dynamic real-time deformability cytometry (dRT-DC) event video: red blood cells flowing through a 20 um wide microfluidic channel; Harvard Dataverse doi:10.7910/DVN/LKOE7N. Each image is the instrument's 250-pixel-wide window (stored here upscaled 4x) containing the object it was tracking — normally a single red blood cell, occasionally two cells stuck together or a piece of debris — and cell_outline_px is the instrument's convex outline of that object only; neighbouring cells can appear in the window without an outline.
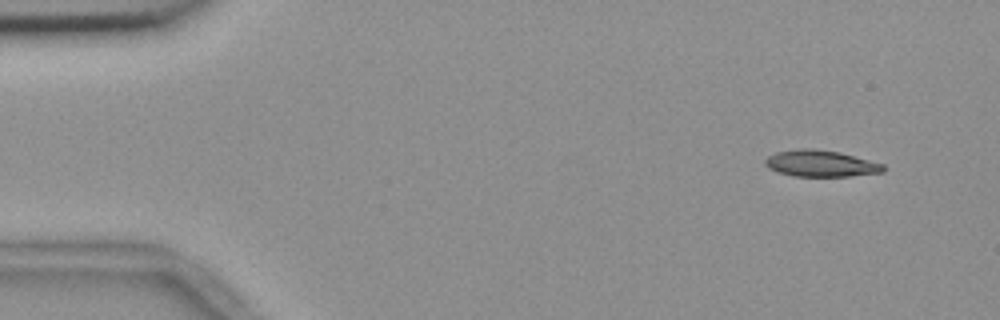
{"species": "common noctule bat (a hibernating species)", "species_latin": "Nyctalus noctula", "temperature_condition": "room temperature", "stored_images_in_passage": 52, "camera_frame_rate_fps": 3000, "um_per_image_px": 0.085, "animal": {"sex": "female", "body_mass_g": 18.4}, "frame": {"image": 1, "passage_image": 1, "time_ms": 0.0, "image_size_px": [1000, 320], "cell_outline_px": [[884, 172], [848, 176], [792, 176], [776, 172], [768, 168], [764, 164], [764, 160], [768, 156], [776, 152], [800, 148], [812, 148], [840, 152], [884, 164]], "centroid_in_image_um": [69.72, 13.89], "position_along_channel_um": 15.3, "area_um2": 18.32}}
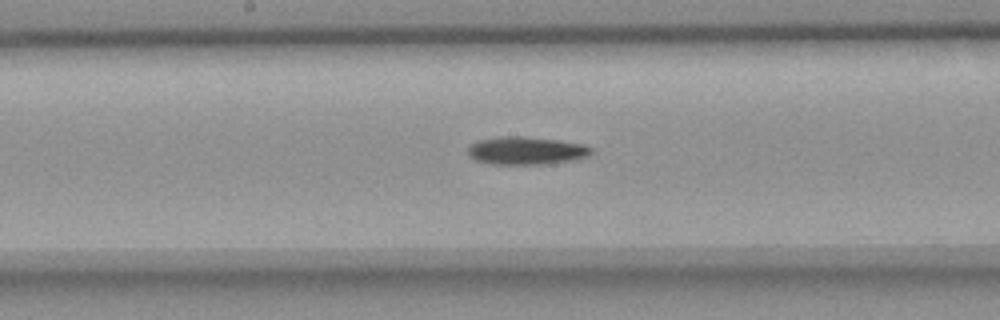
{"frame": {"image": 2, "passage_image": 25, "time_ms": 8.0, "image_size_px": [1000, 320], "cell_outline_px": [[592, 152], [588, 156], [572, 160], [544, 164], [492, 164], [476, 160], [468, 152], [468, 148], [476, 140], [500, 136], [524, 136], [560, 140], [584, 144], [592, 148]], "centroid_in_image_um": [44.74, 12.79], "position_along_channel_um": 203.5, "area_um2": 20.06}}
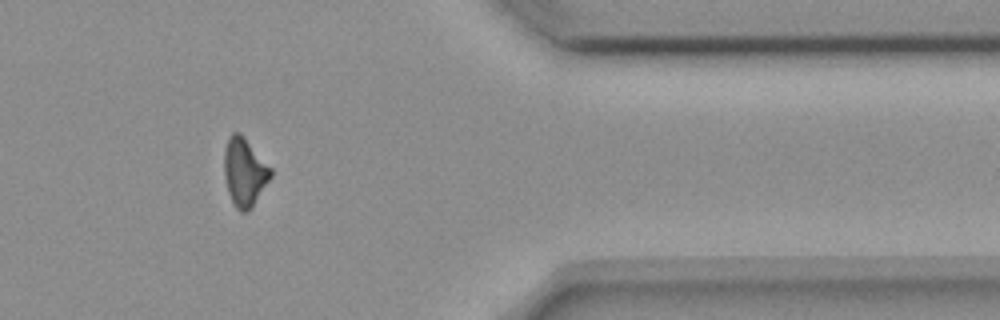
{"frame": {"image": 3, "passage_image": 42, "time_ms": 13.667, "image_size_px": [1000, 320], "cell_outline_px": [[272, 176], [248, 212], [240, 212], [236, 208], [228, 192], [224, 176], [224, 148], [228, 136], [232, 132], [240, 132], [244, 136], [272, 168]], "centroid_in_image_um": [20.77, 14.59], "position_along_channel_um": 390.6, "area_um2": 18.61}}